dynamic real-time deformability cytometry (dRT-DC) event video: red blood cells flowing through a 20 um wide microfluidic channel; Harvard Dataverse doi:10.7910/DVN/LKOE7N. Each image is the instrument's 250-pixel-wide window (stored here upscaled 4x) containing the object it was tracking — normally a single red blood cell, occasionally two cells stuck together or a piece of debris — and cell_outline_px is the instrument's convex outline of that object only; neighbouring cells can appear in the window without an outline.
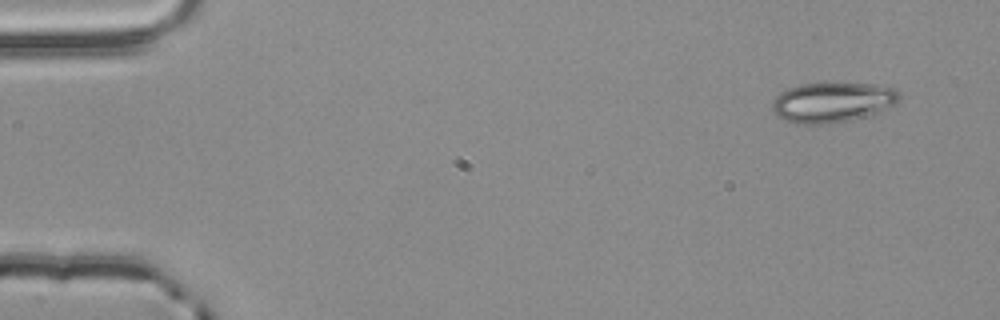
{"species": "common noctule bat (a hibernating species)", "species_latin": "Nyctalus noctula", "temperature_condition": "room temperature", "stored_images_in_passage": 3, "camera_frame_rate_fps": 3000, "um_per_image_px": 0.085, "animal": {"sex": "male", "body_mass_g": 20.4}, "frame": {"image": 1, "passage_image": 1, "time_ms": 0.0, "image_size_px": [1000, 320], "cell_outline_px": [[900, 100], [896, 104], [888, 108], [876, 112], [848, 120], [820, 124], [804, 124], [788, 120], [776, 116], [772, 108], [772, 100], [780, 92], [788, 88], [800, 84], [832, 80], [872, 84], [896, 88], [900, 92]], "centroid_in_image_um": [70.77, 8.62], "position_along_channel_um": 14.2, "area_um2": 30.29}}